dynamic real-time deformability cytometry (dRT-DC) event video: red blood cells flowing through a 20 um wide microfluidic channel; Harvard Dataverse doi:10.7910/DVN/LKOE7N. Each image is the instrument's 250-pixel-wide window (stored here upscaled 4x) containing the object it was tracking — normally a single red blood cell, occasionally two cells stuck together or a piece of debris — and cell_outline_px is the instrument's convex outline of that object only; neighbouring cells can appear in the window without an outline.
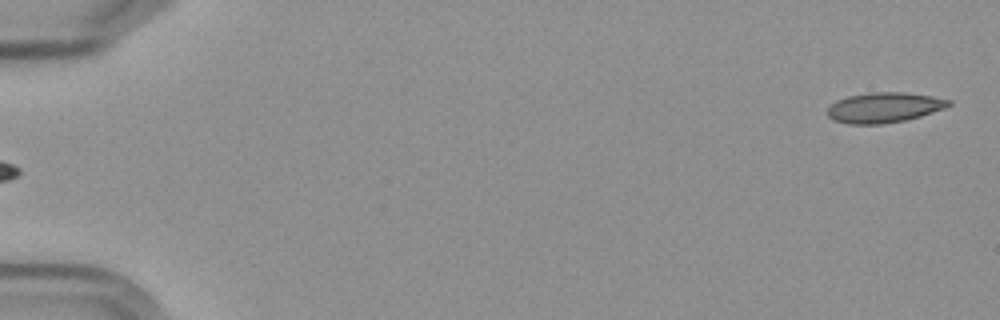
{"species": "Egyptian fruit bat (a non-hibernating species)", "species_latin": "Rousettus aegyptiacus", "temperature_condition": "cold", "stored_images_in_passage": 6, "segment_of_instrument_passage": [2, 2], "camera_frame_rate_fps": 3000, "um_per_image_px": 0.085, "frame": {"image": 1, "passage_image": 6, "time_ms": 6.0, "image_size_px": [1000, 320], "cell_outline_px": [[952, 104], [944, 108], [920, 116], [904, 120], [880, 124], [848, 124], [832, 120], [828, 116], [828, 108], [836, 100], [848, 96], [868, 92], [904, 92], [932, 96], [952, 100]], "centroid_in_image_um": [75.14, 9.13], "position_along_channel_um": 9.9, "area_um2": 21.33}}